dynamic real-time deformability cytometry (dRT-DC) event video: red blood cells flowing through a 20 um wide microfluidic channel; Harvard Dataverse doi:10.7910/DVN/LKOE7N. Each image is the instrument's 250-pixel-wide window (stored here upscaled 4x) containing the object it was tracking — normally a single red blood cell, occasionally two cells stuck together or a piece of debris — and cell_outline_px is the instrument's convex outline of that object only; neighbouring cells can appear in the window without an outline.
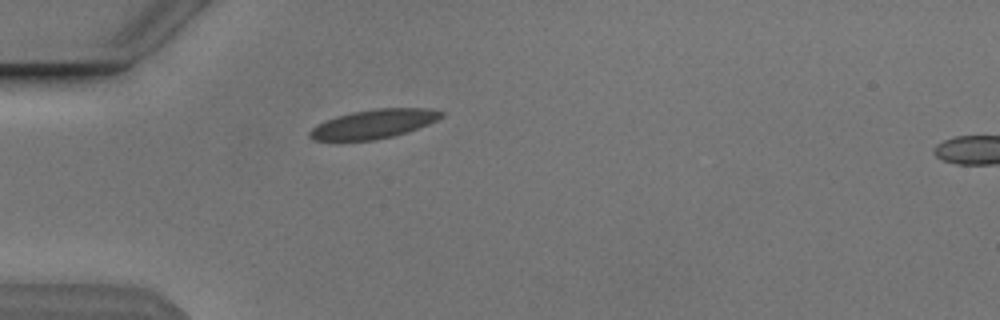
{"species": "Egyptian fruit bat (a non-hibernating species)", "species_latin": "Rousettus aegyptiacus", "temperature_condition": "cold", "stored_images_in_passage": 32, "camera_frame_rate_fps": 3000, "um_per_image_px": 0.085, "animal": {"sex": "male"}, "frame": {"image": 1, "passage_image": 1, "time_ms": 0.0, "image_size_px": [1000, 320], "cell_outline_px": [[444, 116], [428, 124], [392, 136], [376, 140], [312, 140], [308, 136], [308, 132], [312, 128], [324, 120], [336, 116], [352, 112], [376, 108], [432, 108], [444, 112]], "centroid_in_image_um": [31.75, 10.52], "position_along_channel_um": 53.3, "area_um2": 22.14}}
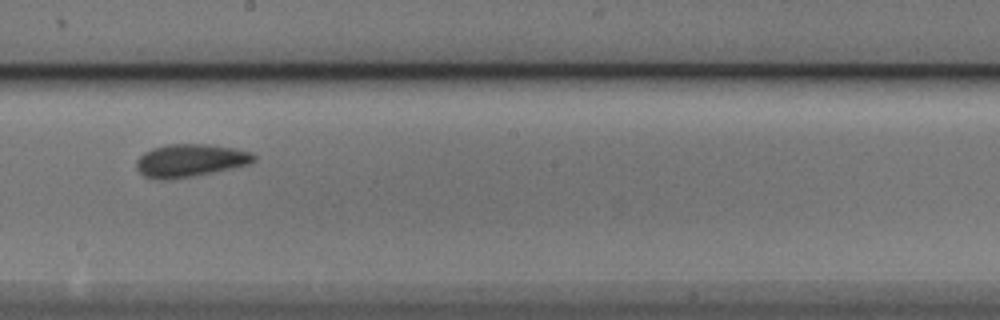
{"frame": {"image": 2, "passage_image": 16, "time_ms": 5.0, "image_size_px": [1000, 320], "cell_outline_px": [[256, 160], [248, 164], [212, 172], [192, 176], [168, 180], [160, 180], [144, 176], [136, 168], [136, 160], [144, 152], [152, 148], [168, 144], [208, 144], [236, 148], [252, 152], [256, 156]], "centroid_in_image_um": [16.15, 13.63], "position_along_channel_um": 232.0, "area_um2": 22.48}}
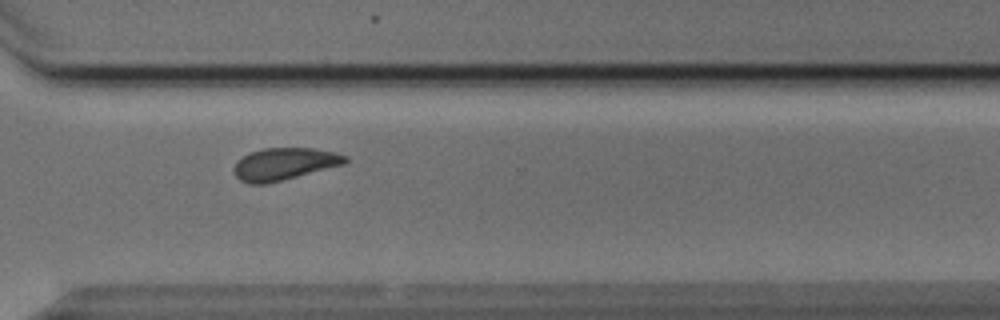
{"frame": {"image": 3, "passage_image": 25, "time_ms": 8.0, "image_size_px": [1000, 320], "cell_outline_px": [[348, 160], [344, 164], [264, 184], [248, 184], [240, 180], [236, 176], [232, 168], [248, 152], [264, 148], [312, 148], [336, 152], [348, 156]], "centroid_in_image_um": [24.16, 13.92], "position_along_channel_um": 346.4, "area_um2": 20.63}, "authors_computed_cell_mechanics": {"area_um2": 21.675, "velocity_mm_per_s": 3.8125, "shape_relaxation_time_tau1_ms": 2.6381, "shape_relaxation_time_tau2_ms": 1.3091, "deformation_change_tau1": 0.0884, "deformation_change_tau2": 0.0602}}